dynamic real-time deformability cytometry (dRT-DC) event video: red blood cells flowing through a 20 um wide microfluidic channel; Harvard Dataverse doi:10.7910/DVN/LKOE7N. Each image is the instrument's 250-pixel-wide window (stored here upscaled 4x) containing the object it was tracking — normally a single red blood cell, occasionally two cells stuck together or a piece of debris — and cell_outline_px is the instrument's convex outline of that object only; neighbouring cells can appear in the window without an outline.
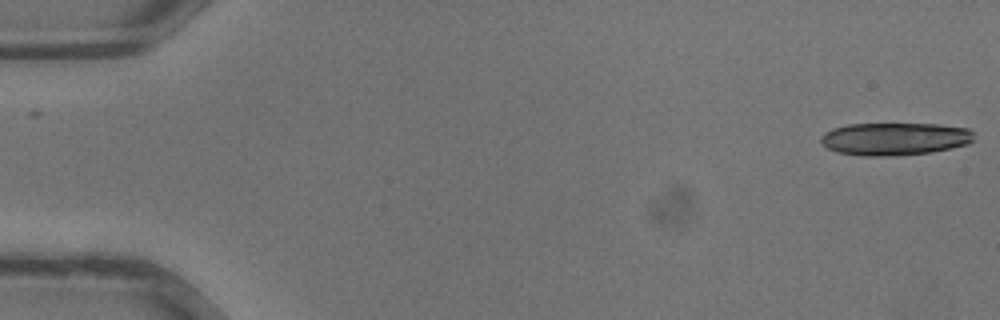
{"species": "common noctule bat (a hibernating species)", "species_latin": "Nyctalus noctula", "temperature_condition": "warm", "stored_images_in_passage": 13, "camera_frame_rate_fps": 3000, "um_per_image_px": 0.085, "animal": {"sex": "male", "body_mass_g": 13.3}, "frame": {"image": 1, "passage_image": 1, "time_ms": 0.0, "image_size_px": [1000, 320], "cell_outline_px": [[976, 140], [968, 144], [932, 152], [892, 156], [864, 156], [836, 152], [820, 144], [820, 136], [824, 132], [832, 128], [848, 124], [936, 124], [968, 128], [972, 132]], "centroid_in_image_um": [76.03, 11.8], "position_along_channel_um": 9.0, "area_um2": 29.42}}
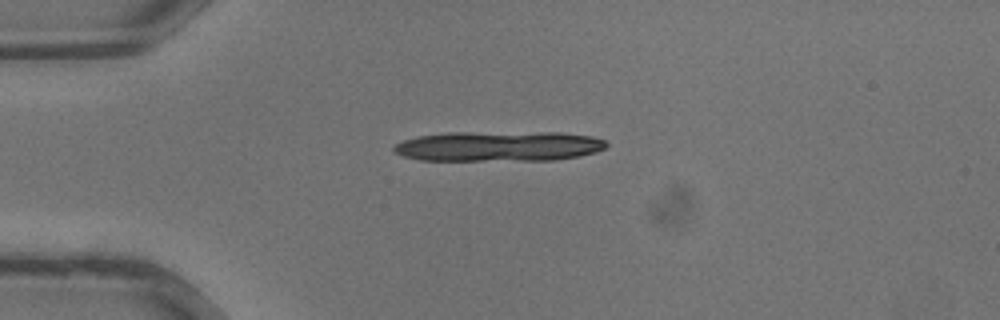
{"frame": {"image": 2, "passage_image": 9, "time_ms": 2.667, "image_size_px": [1000, 320], "cell_outline_px": [[608, 144], [604, 148], [596, 152], [556, 160], [420, 160], [404, 156], [392, 152], [392, 148], [396, 144], [404, 140], [416, 136], [448, 132], [560, 132], [592, 136], [604, 140]], "centroid_in_image_um": [42.36, 12.42], "position_along_channel_um": 42.6, "area_um2": 37.57}}